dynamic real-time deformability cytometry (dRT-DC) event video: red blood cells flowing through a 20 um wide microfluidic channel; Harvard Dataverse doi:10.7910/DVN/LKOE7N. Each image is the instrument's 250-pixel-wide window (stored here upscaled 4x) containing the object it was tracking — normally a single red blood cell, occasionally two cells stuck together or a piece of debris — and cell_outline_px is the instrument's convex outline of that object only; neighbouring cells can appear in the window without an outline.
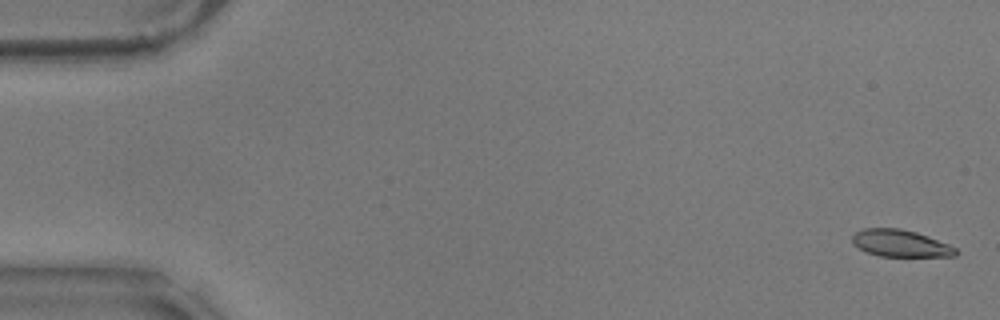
{"species": "common noctule bat (a hibernating species)", "species_latin": "Nyctalus noctula", "temperature_condition": "warm", "stored_images_in_passage": 58, "camera_frame_rate_fps": 3000, "um_per_image_px": 0.085, "animal": {"sex": "male", "body_mass_g": 17.9}, "frame": {"image": 1, "passage_image": 2, "time_ms": 0.333, "image_size_px": [1000, 320], "cell_outline_px": [[960, 252], [956, 256], [880, 256], [864, 252], [852, 244], [852, 236], [860, 228], [900, 228], [916, 232], [928, 236], [948, 244], [956, 248]], "centroid_in_image_um": [76.51, 20.68], "position_along_channel_um": 8.5, "area_um2": 16.47}}
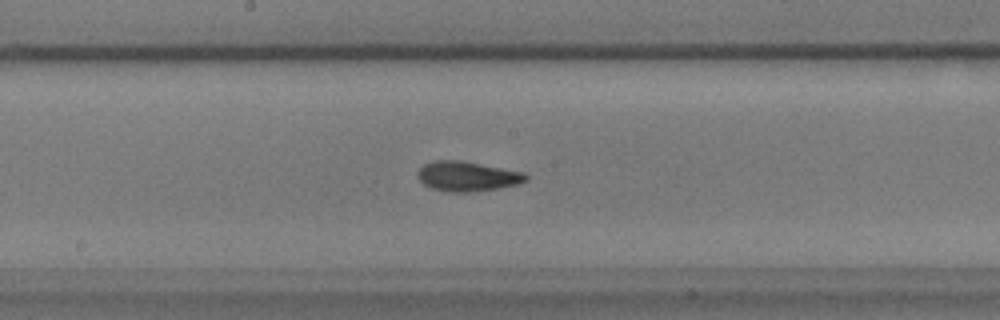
{"frame": {"image": 2, "passage_image": 31, "time_ms": 10.0, "image_size_px": [1000, 320], "cell_outline_px": [[528, 180], [516, 184], [496, 188], [468, 192], [452, 192], [432, 188], [424, 184], [416, 176], [416, 172], [424, 164], [432, 160], [460, 160], [524, 172], [528, 176]], "centroid_in_image_um": [39.68, 14.97], "position_along_channel_um": 208.5, "area_um2": 18.67}}
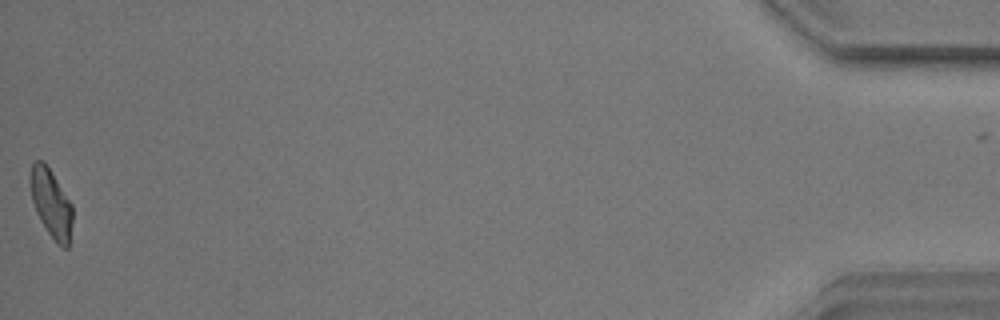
{"frame": {"image": 3, "passage_image": 58, "time_ms": 19.0, "image_size_px": [1000, 320], "cell_outline_px": [[72, 220], [68, 248], [60, 248], [56, 244], [40, 220], [36, 212], [32, 200], [28, 180], [28, 176], [32, 164], [36, 160], [44, 160], [72, 204]], "centroid_in_image_um": [4.32, 17.27], "position_along_channel_um": 430.9, "area_um2": 17.05}, "authors_computed_cell_mechanics": {"area_um2": 17.6868, "velocity_mm_per_s": 3.533, "shape_relaxation_time_tau1_ms": 6.1391, "shape_relaxation_time_tau2_ms": 2.4126, "deformation_change_tau1": 0.1574, "deformation_change_tau2": 0.0944}}